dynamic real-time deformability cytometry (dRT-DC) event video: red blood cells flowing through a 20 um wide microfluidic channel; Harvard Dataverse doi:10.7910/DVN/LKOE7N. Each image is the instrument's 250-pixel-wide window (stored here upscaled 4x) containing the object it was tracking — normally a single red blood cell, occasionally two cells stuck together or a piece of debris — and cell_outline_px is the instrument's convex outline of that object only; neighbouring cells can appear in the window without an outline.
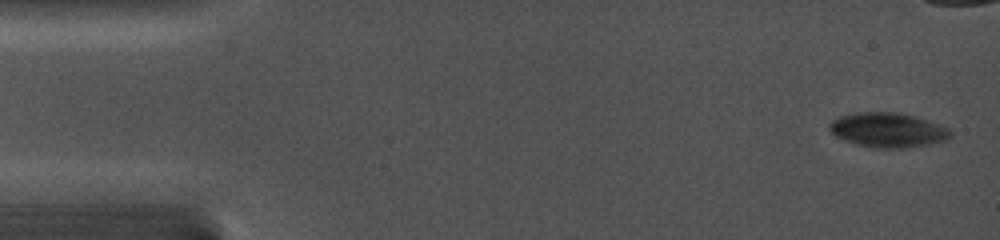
{"species": "common noctule bat (a hibernating species)", "species_latin": "Nyctalus noctula", "temperature_condition": "cold", "stored_images_in_passage": 20, "camera_frame_rate_fps": 5000, "um_per_image_px": 0.085, "animal": {"sex": "female", "body_mass_g": 19.0, "forearm_length_mm": 56.7}, "frame": {"image": 1, "passage_image": 1, "time_ms": 0.0, "image_size_px": [1000, 240], "cell_outline_px": [[952, 136], [948, 140], [928, 144], [904, 148], [876, 148], [856, 144], [844, 140], [836, 136], [828, 128], [828, 124], [832, 120], [840, 116], [856, 112], [896, 112], [928, 120], [948, 128], [952, 132]], "centroid_in_image_um": [75.46, 11.05], "position_along_channel_um": 9.5, "area_um2": 24.39}}
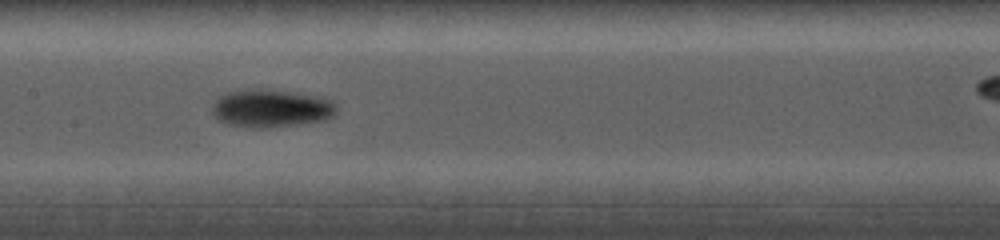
{"frame": {"image": 2, "passage_image": 14, "time_ms": 7.6, "image_size_px": [1000, 240], "cell_outline_px": [[336, 112], [328, 120], [264, 128], [252, 128], [232, 124], [216, 120], [212, 112], [212, 104], [224, 92], [248, 88], [268, 88], [296, 92], [332, 100], [336, 104]], "centroid_in_image_um": [23.02, 9.18], "position_along_channel_um": 184.4, "area_um2": 27.86}}
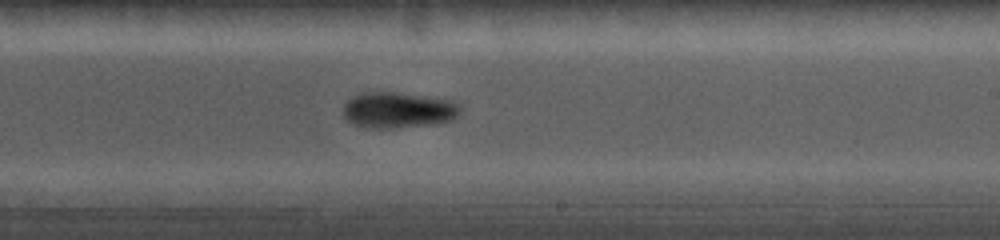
{"frame": {"image": 3, "passage_image": 17, "time_ms": 9.4, "image_size_px": [1000, 240], "cell_outline_px": [[460, 116], [452, 120], [436, 124], [396, 128], [368, 128], [352, 124], [344, 116], [344, 104], [352, 96], [360, 92], [396, 92], [428, 96], [452, 100], [460, 104]], "centroid_in_image_um": [33.88, 9.35], "position_along_channel_um": 255.1, "area_um2": 24.97}}